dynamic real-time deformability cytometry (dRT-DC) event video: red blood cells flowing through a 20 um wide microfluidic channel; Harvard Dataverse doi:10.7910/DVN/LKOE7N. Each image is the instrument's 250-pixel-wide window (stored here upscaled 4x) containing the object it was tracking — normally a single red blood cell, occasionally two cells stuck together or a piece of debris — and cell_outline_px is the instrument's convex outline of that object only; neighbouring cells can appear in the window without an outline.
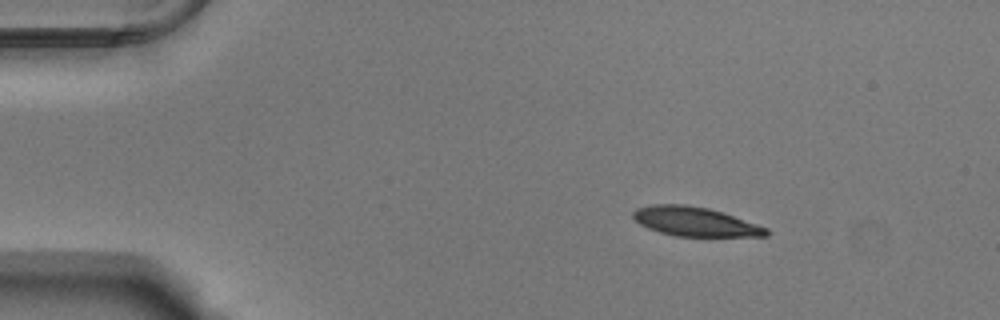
{"species": "Egyptian fruit bat (a non-hibernating species)", "species_latin": "Rousettus aegyptiacus", "temperature_condition": "warm", "stored_images_in_passage": 46, "camera_frame_rate_fps": 3000, "um_per_image_px": 0.085, "animal": {"sex": "male"}, "frame": {"image": 1, "passage_image": 1, "time_ms": 0.0, "image_size_px": [1000, 320], "cell_outline_px": [[768, 236], [676, 236], [660, 232], [648, 228], [640, 224], [632, 216], [632, 212], [636, 208], [652, 204], [684, 204], [708, 208], [768, 228]], "centroid_in_image_um": [59.03, 18.83], "position_along_channel_um": 26.0, "area_um2": 22.37}}
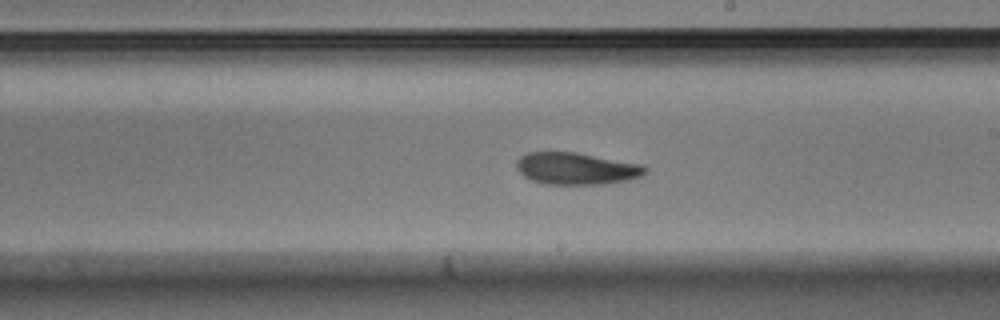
{"frame": {"image": 2, "passage_image": 24, "time_ms": 7.667, "image_size_px": [1000, 320], "cell_outline_px": [[648, 172], [640, 176], [628, 180], [600, 184], [544, 184], [532, 180], [524, 176], [516, 168], [516, 160], [520, 156], [528, 152], [576, 152], [644, 164], [648, 168]], "centroid_in_image_um": [49.01, 14.32], "position_along_channel_um": 240.0, "area_um2": 24.16}}
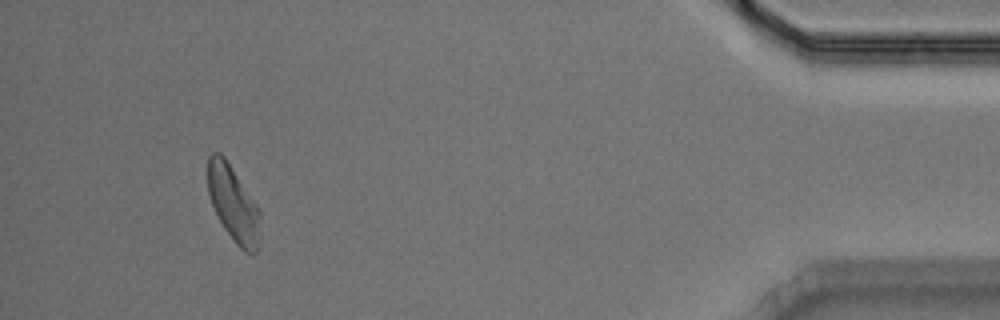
{"frame": {"image": 3, "passage_image": 43, "time_ms": 14.0, "image_size_px": [1000, 320], "cell_outline_px": [[260, 216], [256, 252], [252, 256], [244, 252], [236, 244], [224, 228], [212, 204], [208, 192], [208, 156], [212, 152], [220, 152], [224, 156], [260, 212]], "centroid_in_image_um": [19.8, 17.33], "position_along_channel_um": 415.4, "area_um2": 22.48}, "authors_computed_cell_mechanics": {"area_um2": 23.6402, "velocity_mm_per_s": 3.7615, "shape_relaxation_time_tau1_ms": 7.1298, "shape_relaxation_time_tau2_ms": 5.6205, "deformation_change_tau1": 0.2042, "deformation_change_tau2": 0.1227}}